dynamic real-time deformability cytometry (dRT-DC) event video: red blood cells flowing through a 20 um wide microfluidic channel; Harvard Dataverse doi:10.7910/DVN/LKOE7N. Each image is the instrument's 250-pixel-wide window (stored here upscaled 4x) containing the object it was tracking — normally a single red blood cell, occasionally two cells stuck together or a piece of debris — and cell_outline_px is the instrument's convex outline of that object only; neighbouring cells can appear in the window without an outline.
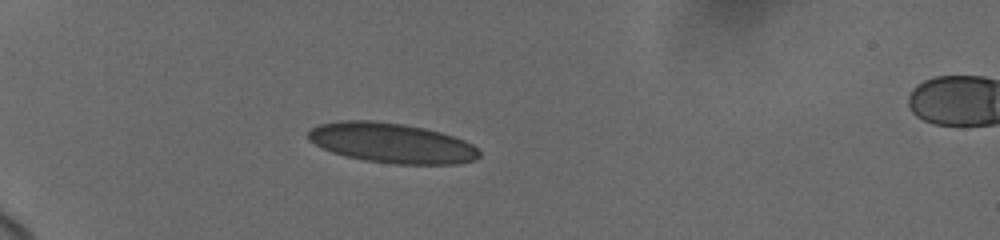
{"species": "human", "species_latin": "Homo sapiens", "temperature_condition": "cold", "stored_images_in_passage": 20, "camera_frame_rate_fps": 3000, "um_per_image_px": 0.085, "donor": {"sex": "female"}, "frame": {"image": 1, "passage_image": 6, "time_ms": 2.667, "image_size_px": [1000, 240], "cell_outline_px": [[480, 156], [476, 160], [456, 164], [396, 164], [364, 160], [344, 156], [332, 152], [308, 140], [308, 132], [312, 128], [320, 124], [340, 120], [372, 120], [404, 124], [424, 128], [440, 132], [464, 140], [472, 144], [480, 152]], "centroid_in_image_um": [33.3, 12.15], "position_along_channel_um": 51.7, "area_um2": 39.82}}
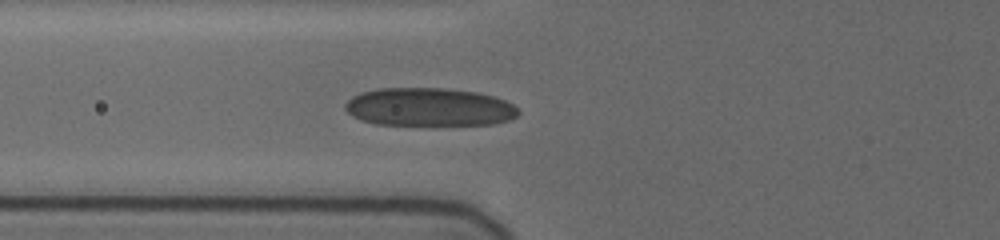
{"frame": {"image": 2, "passage_image": 13, "time_ms": 4.667, "image_size_px": [1000, 240], "cell_outline_px": [[520, 112], [516, 116], [508, 120], [492, 124], [376, 124], [360, 120], [352, 116], [344, 108], [344, 104], [352, 96], [360, 92], [380, 88], [444, 88], [476, 92], [492, 96], [504, 100], [512, 104]], "centroid_in_image_um": [36.42, 9.09], "position_along_channel_um": 89.4, "area_um2": 38.32}}
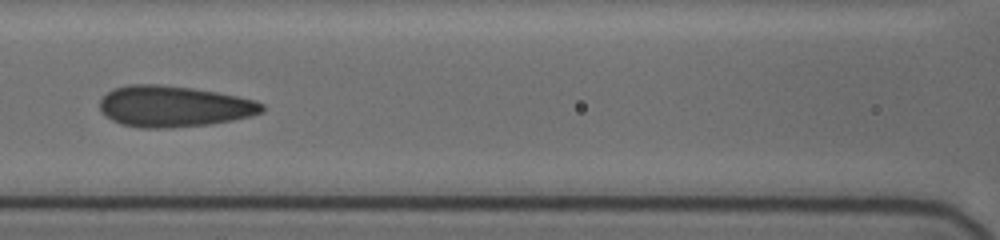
{"frame": {"image": 3, "passage_image": 19, "time_ms": 6.333, "image_size_px": [1000, 240], "cell_outline_px": [[264, 112], [252, 116], [232, 120], [208, 124], [168, 128], [140, 128], [120, 124], [104, 116], [100, 112], [100, 100], [112, 88], [128, 84], [160, 84], [192, 88], [216, 92], [256, 100], [264, 104]], "centroid_in_image_um": [14.75, 9.04], "position_along_channel_um": 151.9, "area_um2": 39.13}}